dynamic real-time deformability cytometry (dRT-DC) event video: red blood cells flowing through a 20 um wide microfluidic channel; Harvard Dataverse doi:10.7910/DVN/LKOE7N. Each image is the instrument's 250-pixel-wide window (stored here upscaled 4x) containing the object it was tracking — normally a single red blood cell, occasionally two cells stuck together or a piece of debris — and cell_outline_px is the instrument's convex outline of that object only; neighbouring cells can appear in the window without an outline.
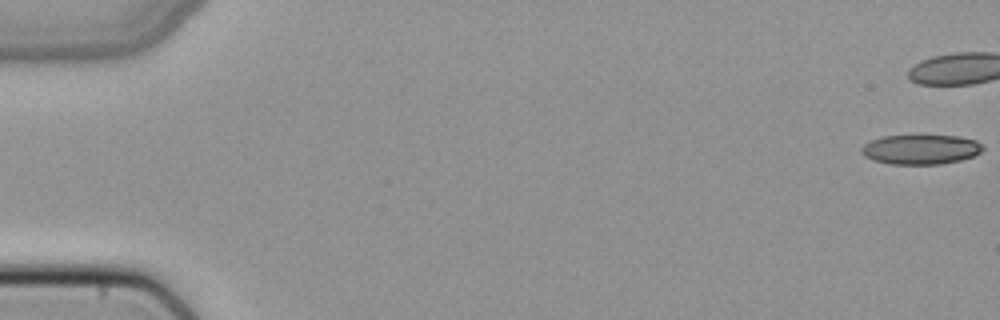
{"species": "common noctule bat (a hibernating species)", "species_latin": "Nyctalus noctula", "temperature_condition": "cold", "stored_images_in_passage": 40, "camera_frame_rate_fps": 3000, "um_per_image_px": 0.085, "animal": {"sex": "female", "body_mass_g": 22.7, "forearm_length_mm": 54.2}, "frame": {"image": 1, "passage_image": 1, "time_ms": 0.0, "image_size_px": [1000, 320], "cell_outline_px": [[984, 148], [980, 152], [972, 156], [960, 160], [940, 164], [888, 164], [872, 160], [864, 156], [860, 152], [860, 148], [864, 144], [880, 136], [960, 136], [976, 140]], "centroid_in_image_um": [78.22, 12.7], "position_along_channel_um": 6.8, "area_um2": 20.98}}